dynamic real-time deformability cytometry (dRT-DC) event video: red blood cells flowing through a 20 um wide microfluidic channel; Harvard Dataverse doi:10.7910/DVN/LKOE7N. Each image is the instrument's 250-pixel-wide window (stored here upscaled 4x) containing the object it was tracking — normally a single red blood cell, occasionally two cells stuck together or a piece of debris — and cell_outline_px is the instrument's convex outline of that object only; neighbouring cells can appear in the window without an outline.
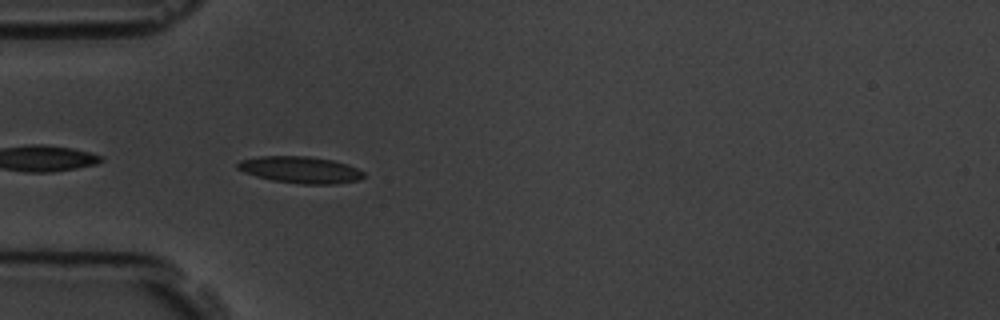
{"species": "common noctule bat (a hibernating species)", "species_latin": "Nyctalus noctula", "temperature_condition": "room temperature", "stored_images_in_passage": 4, "camera_frame_rate_fps": 3000, "um_per_image_px": 0.085, "animal": {"sex": "male", "body_mass_g": 19.5, "forearm_length_mm": 54.6}, "frame": {"image": 1, "passage_image": 4, "time_ms": 4.333, "image_size_px": [1000, 320], "cell_outline_px": [[364, 176], [360, 180], [336, 184], [300, 184], [272, 180], [256, 176], [244, 172], [236, 168], [236, 164], [240, 160], [260, 156], [308, 156], [332, 160], [348, 164], [364, 172]], "centroid_in_image_um": [25.53, 14.43], "position_along_channel_um": 59.5, "area_um2": 19.71}}